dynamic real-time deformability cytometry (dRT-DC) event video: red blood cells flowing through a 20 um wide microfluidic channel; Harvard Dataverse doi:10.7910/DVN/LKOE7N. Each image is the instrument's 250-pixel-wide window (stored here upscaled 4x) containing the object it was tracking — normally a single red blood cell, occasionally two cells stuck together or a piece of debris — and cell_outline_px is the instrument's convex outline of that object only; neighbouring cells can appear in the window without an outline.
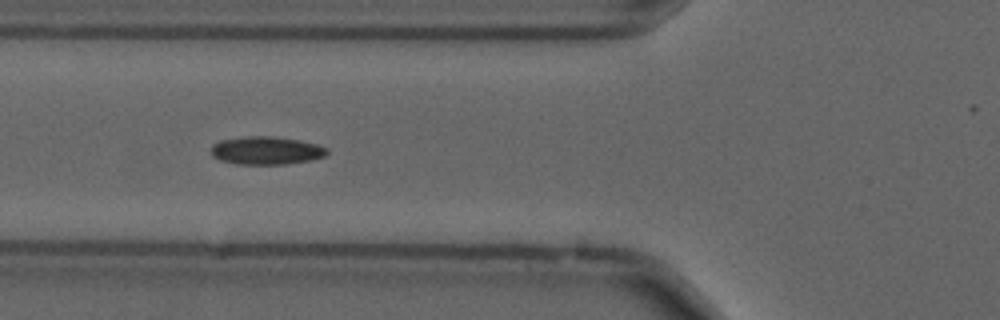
{"species": "common noctule bat (a hibernating species)", "species_latin": "Nyctalus noctula", "temperature_condition": "cold", "stored_images_in_passage": 47, "camera_frame_rate_fps": 3000, "um_per_image_px": 0.085, "animal": {"sex": "male", "forearm_length_mm": 52.5}, "frame": {"image": 1, "passage_image": 20, "time_ms": 6.333, "image_size_px": [1000, 320], "cell_outline_px": [[328, 152], [324, 156], [312, 160], [284, 164], [236, 164], [220, 160], [212, 156], [212, 144], [220, 140], [244, 136], [272, 136], [300, 140], [316, 144], [328, 148]], "centroid_in_image_um": [22.62, 12.79], "position_along_channel_um": 103.2, "area_um2": 19.02}}
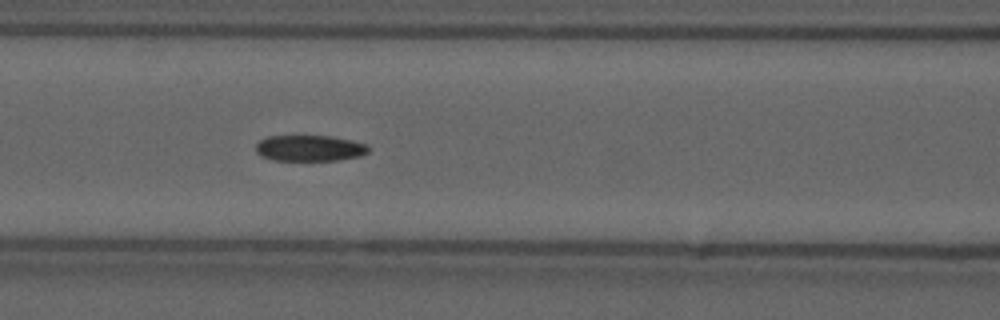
{"frame": {"image": 2, "passage_image": 23, "time_ms": 7.333, "image_size_px": [1000, 320], "cell_outline_px": [[368, 152], [360, 156], [336, 160], [272, 160], [260, 156], [256, 152], [256, 144], [260, 140], [268, 136], [332, 136], [352, 140], [364, 144], [368, 148]], "centroid_in_image_um": [26.28, 12.59], "position_along_channel_um": 140.3, "area_um2": 16.99}}
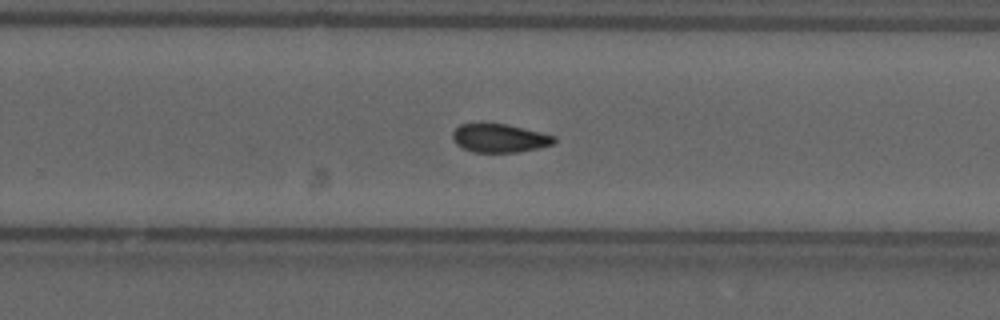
{"frame": {"image": 3, "passage_image": 35, "time_ms": 11.333, "image_size_px": [1000, 320], "cell_outline_px": [[556, 140], [552, 144], [536, 148], [516, 152], [472, 152], [456, 144], [452, 140], [452, 132], [460, 124], [480, 120], [508, 124], [556, 136]], "centroid_in_image_um": [42.38, 11.69], "position_along_channel_um": 287.4, "area_um2": 17.4}}